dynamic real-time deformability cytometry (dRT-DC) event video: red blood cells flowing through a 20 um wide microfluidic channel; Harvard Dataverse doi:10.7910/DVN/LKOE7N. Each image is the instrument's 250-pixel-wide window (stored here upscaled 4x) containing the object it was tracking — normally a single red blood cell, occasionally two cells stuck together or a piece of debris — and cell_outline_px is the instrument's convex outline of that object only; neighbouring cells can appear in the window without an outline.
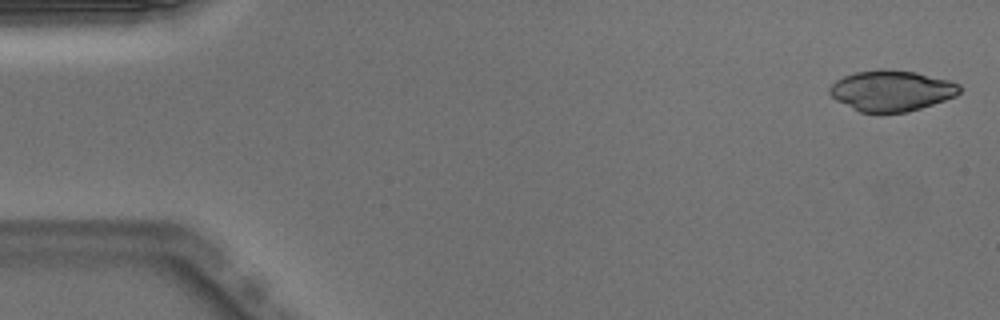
{"species": "Egyptian fruit bat (a non-hibernating species)", "species_latin": "Rousettus aegyptiacus", "temperature_condition": "warm", "stored_images_in_passage": 49, "camera_frame_rate_fps": 3000, "um_per_image_px": 0.085, "animal": {"sex": "male"}, "frame": {"image": 1, "passage_image": 1, "time_ms": 0.0, "image_size_px": [1000, 320], "cell_outline_px": [[960, 92], [956, 96], [908, 112], [860, 112], [836, 100], [828, 92], [828, 88], [836, 80], [844, 76], [856, 72], [880, 68], [888, 68], [916, 72], [948, 80], [960, 84]], "centroid_in_image_um": [75.76, 7.69], "position_along_channel_um": 9.2, "area_um2": 30.87}}
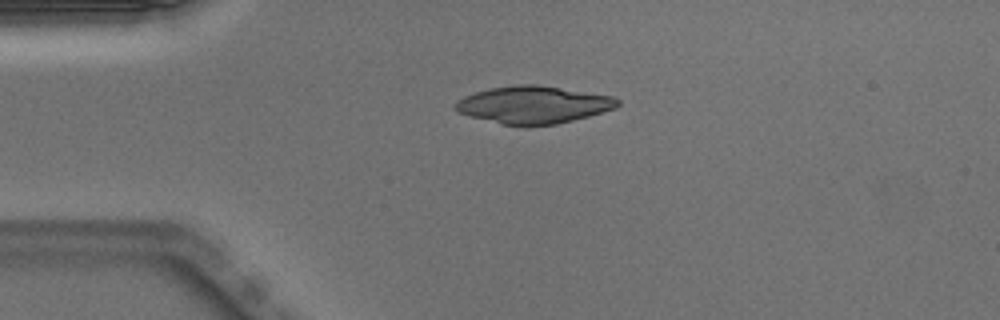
{"frame": {"image": 2, "passage_image": 11, "time_ms": 3.333, "image_size_px": [1000, 320], "cell_outline_px": [[620, 104], [616, 108], [588, 116], [556, 124], [524, 128], [500, 124], [456, 112], [452, 104], [456, 100], [464, 96], [476, 92], [492, 88], [516, 84], [536, 84], [612, 96], [620, 100]], "centroid_in_image_um": [45.3, 8.93], "position_along_channel_um": 39.7, "area_um2": 35.78}}
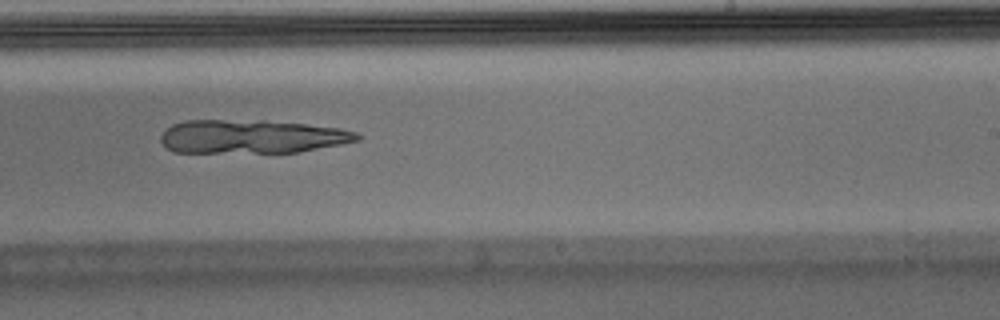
{"frame": {"image": 3, "passage_image": 30, "time_ms": 9.667, "image_size_px": [1000, 320], "cell_outline_px": [[360, 140], [340, 144], [296, 152], [172, 152], [160, 140], [160, 136], [172, 124], [188, 120], [264, 120], [304, 124], [340, 128], [356, 132], [360, 136]], "centroid_in_image_um": [21.38, 11.6], "position_along_channel_um": 267.6, "area_um2": 38.21}}